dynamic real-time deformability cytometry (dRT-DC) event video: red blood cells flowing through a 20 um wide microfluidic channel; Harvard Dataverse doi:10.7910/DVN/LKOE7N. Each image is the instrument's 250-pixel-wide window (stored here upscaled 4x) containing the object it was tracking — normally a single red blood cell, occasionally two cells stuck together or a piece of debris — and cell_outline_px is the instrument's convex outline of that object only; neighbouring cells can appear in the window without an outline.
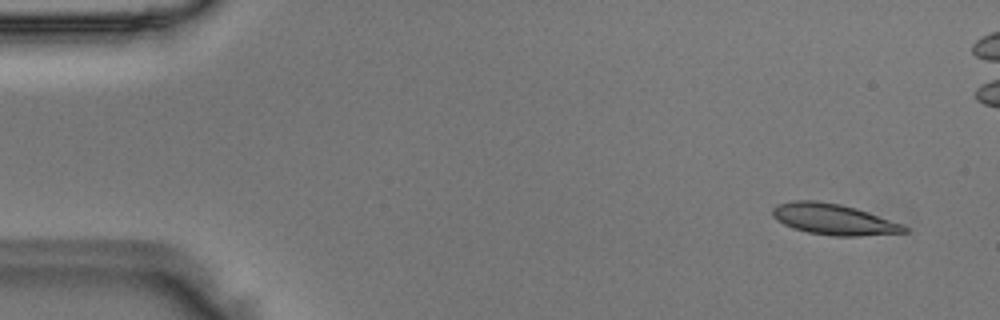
{"species": "Egyptian fruit bat (a non-hibernating species)", "species_latin": "Rousettus aegyptiacus", "temperature_condition": "room temperature", "stored_images_in_passage": 51, "camera_frame_rate_fps": 3000, "um_per_image_px": 0.085, "animal": {"sex": "male"}, "frame": {"image": 1, "passage_image": 3, "time_ms": 0.667, "image_size_px": [1000, 320], "cell_outline_px": [[908, 232], [860, 236], [832, 236], [808, 232], [792, 228], [776, 220], [772, 216], [772, 208], [776, 204], [792, 200], [816, 200], [840, 204], [856, 208], [904, 224], [908, 228]], "centroid_in_image_um": [70.84, 18.63], "position_along_channel_um": 14.2, "area_um2": 23.99}}
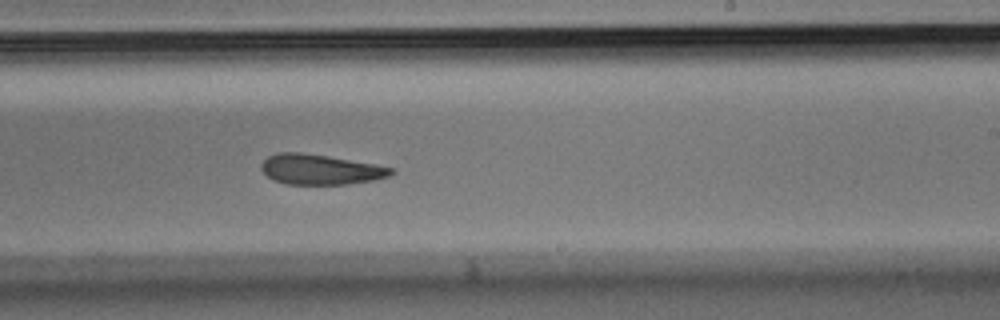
{"frame": {"image": 2, "passage_image": 30, "time_ms": 9.667, "image_size_px": [1000, 320], "cell_outline_px": [[396, 172], [388, 176], [372, 180], [348, 184], [284, 184], [268, 176], [260, 168], [260, 164], [268, 156], [276, 152], [300, 152], [328, 156], [376, 164], [392, 168]], "centroid_in_image_um": [27.21, 14.39], "position_along_channel_um": 261.8, "area_um2": 22.77}}
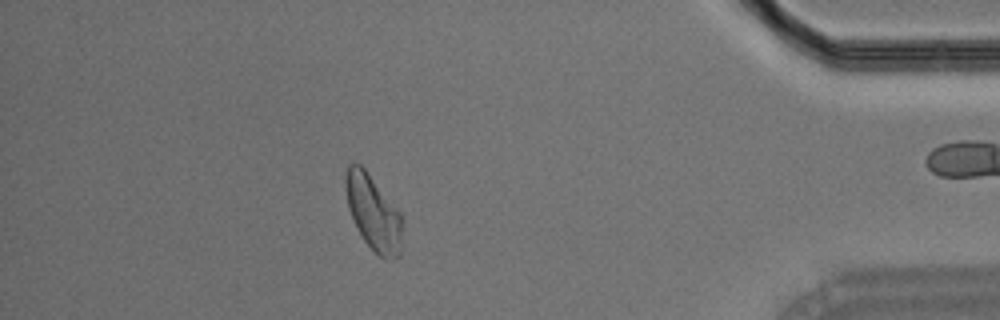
{"frame": {"image": 3, "passage_image": 44, "time_ms": 14.333, "image_size_px": [1000, 320], "cell_outline_px": [[400, 256], [388, 260], [384, 260], [364, 240], [348, 208], [344, 184], [344, 180], [348, 164], [360, 164], [364, 168], [400, 212]], "centroid_in_image_um": [31.7, 18.06], "position_along_channel_um": 403.5, "area_um2": 24.16}}